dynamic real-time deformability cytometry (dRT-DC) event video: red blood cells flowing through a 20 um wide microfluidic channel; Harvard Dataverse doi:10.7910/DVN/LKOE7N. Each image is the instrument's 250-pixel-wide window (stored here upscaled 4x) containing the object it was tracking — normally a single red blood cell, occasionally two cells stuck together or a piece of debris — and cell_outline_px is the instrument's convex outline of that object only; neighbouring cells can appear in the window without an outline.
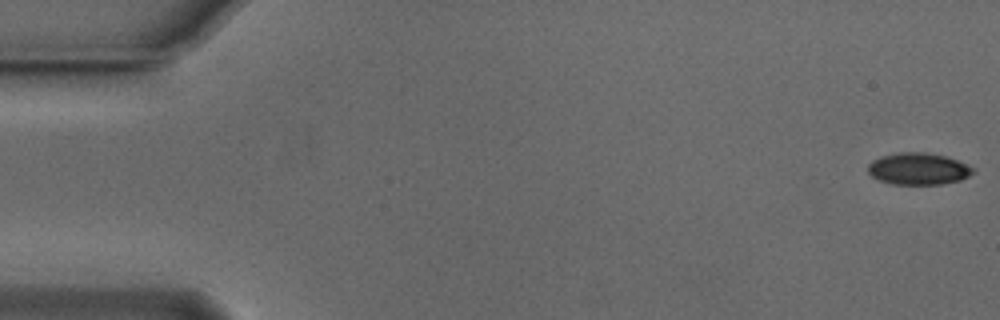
{"species": "Egyptian fruit bat (a non-hibernating species)", "species_latin": "Rousettus aegyptiacus", "temperature_condition": "cold", "stored_images_in_passage": 45, "camera_frame_rate_fps": 3000, "um_per_image_px": 0.085, "animal": {"sex": "male"}, "frame": {"image": 1, "passage_image": 1, "time_ms": 0.0, "image_size_px": [1000, 320], "cell_outline_px": [[976, 172], [960, 180], [940, 184], [892, 184], [880, 180], [872, 176], [868, 172], [868, 164], [872, 160], [884, 156], [900, 152], [924, 152], [944, 156], [956, 160], [976, 168]], "centroid_in_image_um": [78.08, 14.35], "position_along_channel_um": 6.9, "area_um2": 19.36}}
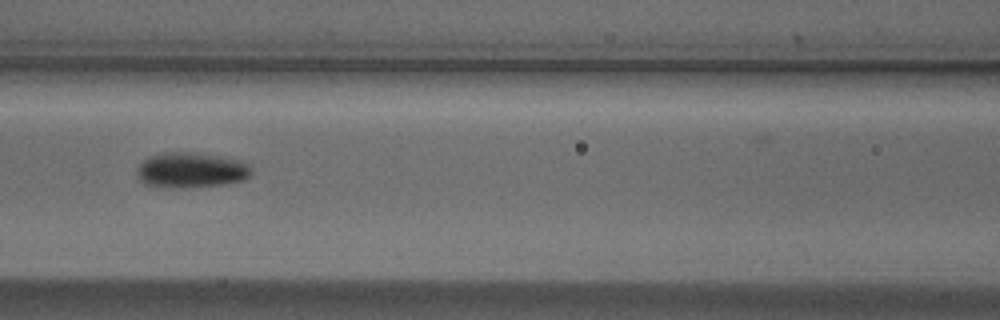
{"frame": {"image": 2, "passage_image": 24, "time_ms": 7.667, "image_size_px": [1000, 320], "cell_outline_px": [[252, 172], [244, 180], [228, 184], [180, 188], [156, 188], [144, 184], [136, 176], [136, 168], [148, 156], [164, 152], [196, 152], [220, 156], [236, 160], [248, 164], [252, 168]], "centroid_in_image_um": [16.18, 14.48], "position_along_channel_um": 150.4, "area_um2": 24.04}}
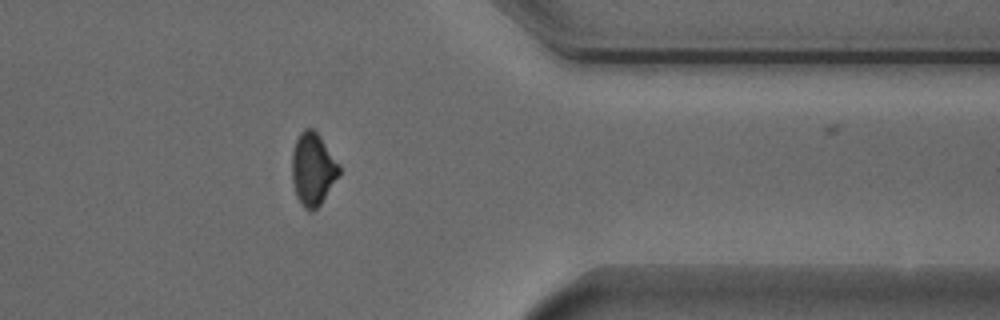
{"frame": {"image": 3, "passage_image": 44, "time_ms": 14.333, "image_size_px": [1000, 320], "cell_outline_px": [[340, 172], [320, 204], [312, 212], [308, 212], [300, 204], [296, 196], [292, 180], [292, 152], [296, 140], [300, 132], [304, 128], [312, 128], [316, 132], [340, 164]], "centroid_in_image_um": [26.57, 14.39], "position_along_channel_um": 384.8, "area_um2": 19.83}}